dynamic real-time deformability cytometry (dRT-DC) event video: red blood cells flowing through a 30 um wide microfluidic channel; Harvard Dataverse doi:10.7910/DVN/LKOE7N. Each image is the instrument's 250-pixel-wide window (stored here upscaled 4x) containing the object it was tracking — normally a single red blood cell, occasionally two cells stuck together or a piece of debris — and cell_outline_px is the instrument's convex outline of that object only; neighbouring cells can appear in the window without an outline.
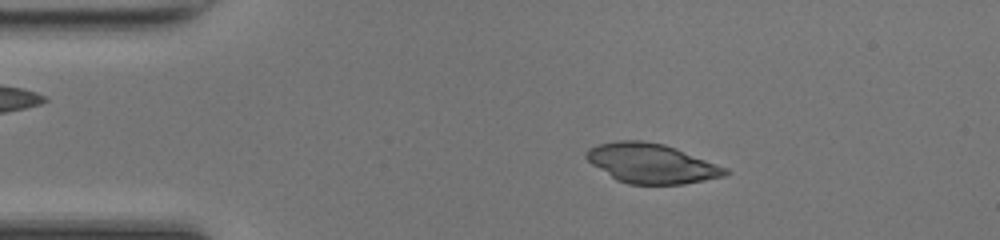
{"species": "common noctule bat (a hibernating species)", "species_latin": "Nyctalus noctula", "temperature_condition": "room temperature", "stored_images_in_passage": 47, "camera_frame_rate_fps": 3000, "um_per_image_px": 0.085, "animal": {"sex": "female", "body_mass_g": 17.0, "forearm_length_mm": 48.0}, "frame": {"image": 1, "passage_image": 8, "time_ms": 2.333, "image_size_px": [1000, 240], "cell_outline_px": [[732, 172], [724, 176], [684, 184], [628, 184], [616, 180], [592, 164], [584, 156], [584, 152], [588, 148], [600, 144], [616, 140], [644, 140], [664, 144], [676, 148], [728, 168]], "centroid_in_image_um": [55.37, 13.88], "position_along_channel_um": 29.6, "area_um2": 32.19}}